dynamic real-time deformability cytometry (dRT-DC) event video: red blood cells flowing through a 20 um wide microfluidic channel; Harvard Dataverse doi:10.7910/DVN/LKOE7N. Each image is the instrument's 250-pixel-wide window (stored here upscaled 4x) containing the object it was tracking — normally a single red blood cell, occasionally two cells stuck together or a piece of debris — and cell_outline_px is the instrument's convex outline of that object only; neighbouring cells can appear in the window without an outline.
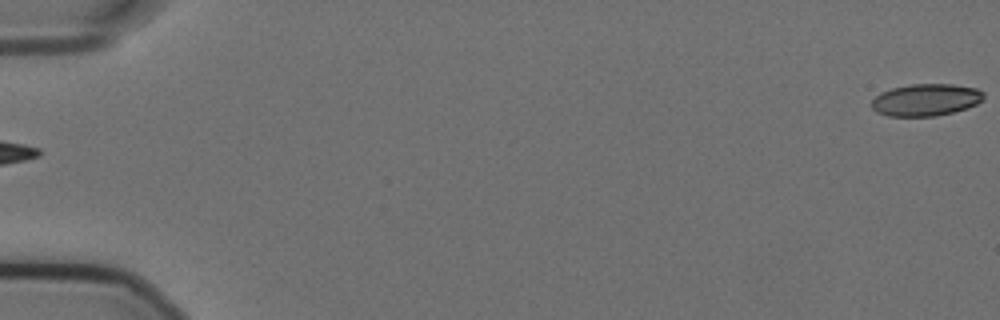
{"species": "Egyptian fruit bat (a non-hibernating species)", "species_latin": "Rousettus aegyptiacus", "temperature_condition": "cold", "stored_images_in_passage": 58, "camera_frame_rate_fps": 3000, "um_per_image_px": 0.085, "animal": {"sex": "female"}, "frame": {"image": 1, "passage_image": 1, "time_ms": 0.0, "image_size_px": [1000, 320], "cell_outline_px": [[984, 96], [976, 104], [968, 108], [936, 116], [888, 116], [876, 112], [872, 108], [872, 100], [880, 92], [892, 88], [912, 84], [952, 84], [976, 88], [984, 92]], "centroid_in_image_um": [78.68, 8.49], "position_along_channel_um": 6.3, "area_um2": 20.92}}
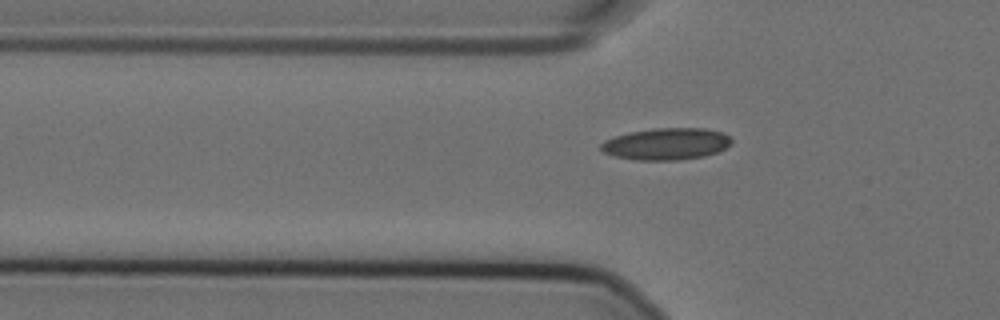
{"frame": {"image": 2, "passage_image": 20, "time_ms": 6.333, "image_size_px": [1000, 320], "cell_outline_px": [[732, 144], [716, 152], [704, 156], [680, 160], [636, 160], [616, 156], [604, 152], [600, 148], [600, 144], [604, 140], [628, 132], [652, 128], [704, 128], [720, 132], [728, 136], [732, 140]], "centroid_in_image_um": [56.62, 12.23], "position_along_channel_um": 69.2, "area_um2": 24.16}}
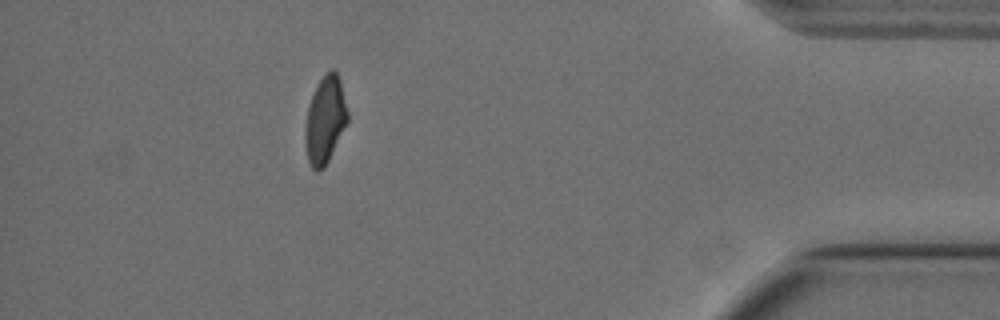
{"frame": {"image": 3, "passage_image": 52, "time_ms": 17.0, "image_size_px": [1000, 320], "cell_outline_px": [[348, 120], [324, 168], [316, 172], [312, 168], [308, 160], [304, 144], [304, 128], [308, 108], [312, 96], [320, 80], [332, 68], [336, 72], [340, 80], [348, 112]], "centroid_in_image_um": [27.61, 10.23], "position_along_channel_um": 407.6, "area_um2": 21.21}, "authors_computed_cell_mechanics": {"area_um2": 22.3397, "velocity_mm_per_s": 3.5938, "shape_relaxation_time_tau1_ms": 11.0321, "shape_relaxation_time_tau2_ms": 2.0482, "deformation_change_tau1": 0.1805, "deformation_change_tau2": 0.0741}}